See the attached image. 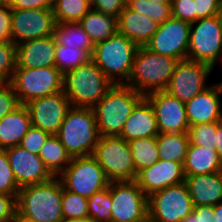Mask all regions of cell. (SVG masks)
Returning <instances> with one entry per match:
<instances>
[{
	"label": "cell",
	"instance_id": "cell-1",
	"mask_svg": "<svg viewBox=\"0 0 222 222\" xmlns=\"http://www.w3.org/2000/svg\"><path fill=\"white\" fill-rule=\"evenodd\" d=\"M61 200L62 183L58 176L21 187L16 198V222H61Z\"/></svg>",
	"mask_w": 222,
	"mask_h": 222
},
{
	"label": "cell",
	"instance_id": "cell-2",
	"mask_svg": "<svg viewBox=\"0 0 222 222\" xmlns=\"http://www.w3.org/2000/svg\"><path fill=\"white\" fill-rule=\"evenodd\" d=\"M113 86L90 59L87 63L62 73V91L72 107L93 108Z\"/></svg>",
	"mask_w": 222,
	"mask_h": 222
},
{
	"label": "cell",
	"instance_id": "cell-3",
	"mask_svg": "<svg viewBox=\"0 0 222 222\" xmlns=\"http://www.w3.org/2000/svg\"><path fill=\"white\" fill-rule=\"evenodd\" d=\"M145 96L128 85H113L92 108L100 136H119L135 106Z\"/></svg>",
	"mask_w": 222,
	"mask_h": 222
},
{
	"label": "cell",
	"instance_id": "cell-4",
	"mask_svg": "<svg viewBox=\"0 0 222 222\" xmlns=\"http://www.w3.org/2000/svg\"><path fill=\"white\" fill-rule=\"evenodd\" d=\"M138 46L117 32L95 44L91 60L113 85H128Z\"/></svg>",
	"mask_w": 222,
	"mask_h": 222
},
{
	"label": "cell",
	"instance_id": "cell-5",
	"mask_svg": "<svg viewBox=\"0 0 222 222\" xmlns=\"http://www.w3.org/2000/svg\"><path fill=\"white\" fill-rule=\"evenodd\" d=\"M179 61L150 51L145 46L138 47L134 56L129 84L142 95L166 90Z\"/></svg>",
	"mask_w": 222,
	"mask_h": 222
},
{
	"label": "cell",
	"instance_id": "cell-6",
	"mask_svg": "<svg viewBox=\"0 0 222 222\" xmlns=\"http://www.w3.org/2000/svg\"><path fill=\"white\" fill-rule=\"evenodd\" d=\"M56 136L71 157L91 156L100 138L93 109L71 106Z\"/></svg>",
	"mask_w": 222,
	"mask_h": 222
},
{
	"label": "cell",
	"instance_id": "cell-7",
	"mask_svg": "<svg viewBox=\"0 0 222 222\" xmlns=\"http://www.w3.org/2000/svg\"><path fill=\"white\" fill-rule=\"evenodd\" d=\"M187 60L222 68V15L191 23Z\"/></svg>",
	"mask_w": 222,
	"mask_h": 222
},
{
	"label": "cell",
	"instance_id": "cell-8",
	"mask_svg": "<svg viewBox=\"0 0 222 222\" xmlns=\"http://www.w3.org/2000/svg\"><path fill=\"white\" fill-rule=\"evenodd\" d=\"M20 105L62 91V72L56 67L16 68L10 80Z\"/></svg>",
	"mask_w": 222,
	"mask_h": 222
},
{
	"label": "cell",
	"instance_id": "cell-9",
	"mask_svg": "<svg viewBox=\"0 0 222 222\" xmlns=\"http://www.w3.org/2000/svg\"><path fill=\"white\" fill-rule=\"evenodd\" d=\"M92 156L103 168L110 182L135 180L133 156L125 139L100 136Z\"/></svg>",
	"mask_w": 222,
	"mask_h": 222
},
{
	"label": "cell",
	"instance_id": "cell-10",
	"mask_svg": "<svg viewBox=\"0 0 222 222\" xmlns=\"http://www.w3.org/2000/svg\"><path fill=\"white\" fill-rule=\"evenodd\" d=\"M58 177L64 189L87 199L107 188L110 183L103 168L92 155L72 157Z\"/></svg>",
	"mask_w": 222,
	"mask_h": 222
},
{
	"label": "cell",
	"instance_id": "cell-11",
	"mask_svg": "<svg viewBox=\"0 0 222 222\" xmlns=\"http://www.w3.org/2000/svg\"><path fill=\"white\" fill-rule=\"evenodd\" d=\"M112 197L111 222H145L148 218V196L134 181L109 183Z\"/></svg>",
	"mask_w": 222,
	"mask_h": 222
},
{
	"label": "cell",
	"instance_id": "cell-12",
	"mask_svg": "<svg viewBox=\"0 0 222 222\" xmlns=\"http://www.w3.org/2000/svg\"><path fill=\"white\" fill-rule=\"evenodd\" d=\"M193 208L185 182L158 190L148 196V217L156 222H181Z\"/></svg>",
	"mask_w": 222,
	"mask_h": 222
},
{
	"label": "cell",
	"instance_id": "cell-13",
	"mask_svg": "<svg viewBox=\"0 0 222 222\" xmlns=\"http://www.w3.org/2000/svg\"><path fill=\"white\" fill-rule=\"evenodd\" d=\"M214 72L211 66L203 62L179 61L165 91L186 103L213 83L210 79Z\"/></svg>",
	"mask_w": 222,
	"mask_h": 222
},
{
	"label": "cell",
	"instance_id": "cell-14",
	"mask_svg": "<svg viewBox=\"0 0 222 222\" xmlns=\"http://www.w3.org/2000/svg\"><path fill=\"white\" fill-rule=\"evenodd\" d=\"M191 23L170 17L145 45L150 51L178 61L187 60Z\"/></svg>",
	"mask_w": 222,
	"mask_h": 222
},
{
	"label": "cell",
	"instance_id": "cell-15",
	"mask_svg": "<svg viewBox=\"0 0 222 222\" xmlns=\"http://www.w3.org/2000/svg\"><path fill=\"white\" fill-rule=\"evenodd\" d=\"M12 43L45 38L53 35L55 18L53 10L48 9H12Z\"/></svg>",
	"mask_w": 222,
	"mask_h": 222
},
{
	"label": "cell",
	"instance_id": "cell-16",
	"mask_svg": "<svg viewBox=\"0 0 222 222\" xmlns=\"http://www.w3.org/2000/svg\"><path fill=\"white\" fill-rule=\"evenodd\" d=\"M31 124L51 135H56L71 107L66 94L61 91L52 95L33 99L27 104Z\"/></svg>",
	"mask_w": 222,
	"mask_h": 222
},
{
	"label": "cell",
	"instance_id": "cell-17",
	"mask_svg": "<svg viewBox=\"0 0 222 222\" xmlns=\"http://www.w3.org/2000/svg\"><path fill=\"white\" fill-rule=\"evenodd\" d=\"M145 98L151 104L157 120L159 133H187L189 124L186 106L167 91H154Z\"/></svg>",
	"mask_w": 222,
	"mask_h": 222
},
{
	"label": "cell",
	"instance_id": "cell-18",
	"mask_svg": "<svg viewBox=\"0 0 222 222\" xmlns=\"http://www.w3.org/2000/svg\"><path fill=\"white\" fill-rule=\"evenodd\" d=\"M5 150L13 175L20 188L43 183L54 177L38 154H33L20 145Z\"/></svg>",
	"mask_w": 222,
	"mask_h": 222
},
{
	"label": "cell",
	"instance_id": "cell-19",
	"mask_svg": "<svg viewBox=\"0 0 222 222\" xmlns=\"http://www.w3.org/2000/svg\"><path fill=\"white\" fill-rule=\"evenodd\" d=\"M135 181L146 196L185 182L183 164L159 159L149 168L141 170Z\"/></svg>",
	"mask_w": 222,
	"mask_h": 222
},
{
	"label": "cell",
	"instance_id": "cell-20",
	"mask_svg": "<svg viewBox=\"0 0 222 222\" xmlns=\"http://www.w3.org/2000/svg\"><path fill=\"white\" fill-rule=\"evenodd\" d=\"M189 126L222 120V91L215 81L185 103Z\"/></svg>",
	"mask_w": 222,
	"mask_h": 222
},
{
	"label": "cell",
	"instance_id": "cell-21",
	"mask_svg": "<svg viewBox=\"0 0 222 222\" xmlns=\"http://www.w3.org/2000/svg\"><path fill=\"white\" fill-rule=\"evenodd\" d=\"M56 44L55 37L50 35L16 45V68L55 67Z\"/></svg>",
	"mask_w": 222,
	"mask_h": 222
},
{
	"label": "cell",
	"instance_id": "cell-22",
	"mask_svg": "<svg viewBox=\"0 0 222 222\" xmlns=\"http://www.w3.org/2000/svg\"><path fill=\"white\" fill-rule=\"evenodd\" d=\"M158 134L154 110L144 97L133 109L118 137L129 142L140 138L156 137Z\"/></svg>",
	"mask_w": 222,
	"mask_h": 222
},
{
	"label": "cell",
	"instance_id": "cell-23",
	"mask_svg": "<svg viewBox=\"0 0 222 222\" xmlns=\"http://www.w3.org/2000/svg\"><path fill=\"white\" fill-rule=\"evenodd\" d=\"M118 32L131 39L138 47L145 46L158 30L159 24L150 17L126 6L117 18Z\"/></svg>",
	"mask_w": 222,
	"mask_h": 222
},
{
	"label": "cell",
	"instance_id": "cell-24",
	"mask_svg": "<svg viewBox=\"0 0 222 222\" xmlns=\"http://www.w3.org/2000/svg\"><path fill=\"white\" fill-rule=\"evenodd\" d=\"M193 206H215L222 201V178L219 172L185 176Z\"/></svg>",
	"mask_w": 222,
	"mask_h": 222
},
{
	"label": "cell",
	"instance_id": "cell-25",
	"mask_svg": "<svg viewBox=\"0 0 222 222\" xmlns=\"http://www.w3.org/2000/svg\"><path fill=\"white\" fill-rule=\"evenodd\" d=\"M32 126L29 111L20 105L0 120V149L17 146Z\"/></svg>",
	"mask_w": 222,
	"mask_h": 222
},
{
	"label": "cell",
	"instance_id": "cell-26",
	"mask_svg": "<svg viewBox=\"0 0 222 222\" xmlns=\"http://www.w3.org/2000/svg\"><path fill=\"white\" fill-rule=\"evenodd\" d=\"M183 168L185 176L213 174L220 171L222 163L214 147L189 144Z\"/></svg>",
	"mask_w": 222,
	"mask_h": 222
},
{
	"label": "cell",
	"instance_id": "cell-27",
	"mask_svg": "<svg viewBox=\"0 0 222 222\" xmlns=\"http://www.w3.org/2000/svg\"><path fill=\"white\" fill-rule=\"evenodd\" d=\"M93 44L105 41L118 32L117 18L91 9L79 22Z\"/></svg>",
	"mask_w": 222,
	"mask_h": 222
},
{
	"label": "cell",
	"instance_id": "cell-28",
	"mask_svg": "<svg viewBox=\"0 0 222 222\" xmlns=\"http://www.w3.org/2000/svg\"><path fill=\"white\" fill-rule=\"evenodd\" d=\"M53 36L58 44L70 48L83 49L90 56L93 54L95 45L79 23H56Z\"/></svg>",
	"mask_w": 222,
	"mask_h": 222
},
{
	"label": "cell",
	"instance_id": "cell-29",
	"mask_svg": "<svg viewBox=\"0 0 222 222\" xmlns=\"http://www.w3.org/2000/svg\"><path fill=\"white\" fill-rule=\"evenodd\" d=\"M156 142L159 159L184 163L190 144L187 133H159Z\"/></svg>",
	"mask_w": 222,
	"mask_h": 222
},
{
	"label": "cell",
	"instance_id": "cell-30",
	"mask_svg": "<svg viewBox=\"0 0 222 222\" xmlns=\"http://www.w3.org/2000/svg\"><path fill=\"white\" fill-rule=\"evenodd\" d=\"M38 155L54 176H58L72 159L56 135H51L47 139Z\"/></svg>",
	"mask_w": 222,
	"mask_h": 222
},
{
	"label": "cell",
	"instance_id": "cell-31",
	"mask_svg": "<svg viewBox=\"0 0 222 222\" xmlns=\"http://www.w3.org/2000/svg\"><path fill=\"white\" fill-rule=\"evenodd\" d=\"M135 165V179L137 174L149 168L159 160L156 137H147L128 142Z\"/></svg>",
	"mask_w": 222,
	"mask_h": 222
},
{
	"label": "cell",
	"instance_id": "cell-32",
	"mask_svg": "<svg viewBox=\"0 0 222 222\" xmlns=\"http://www.w3.org/2000/svg\"><path fill=\"white\" fill-rule=\"evenodd\" d=\"M53 14L56 23H78L90 10L87 0H54Z\"/></svg>",
	"mask_w": 222,
	"mask_h": 222
},
{
	"label": "cell",
	"instance_id": "cell-33",
	"mask_svg": "<svg viewBox=\"0 0 222 222\" xmlns=\"http://www.w3.org/2000/svg\"><path fill=\"white\" fill-rule=\"evenodd\" d=\"M91 56L83 49L56 44L55 67L62 73L87 63Z\"/></svg>",
	"mask_w": 222,
	"mask_h": 222
},
{
	"label": "cell",
	"instance_id": "cell-34",
	"mask_svg": "<svg viewBox=\"0 0 222 222\" xmlns=\"http://www.w3.org/2000/svg\"><path fill=\"white\" fill-rule=\"evenodd\" d=\"M111 204L112 197L108 185L107 188L96 192L88 198L89 218L93 222H111Z\"/></svg>",
	"mask_w": 222,
	"mask_h": 222
},
{
	"label": "cell",
	"instance_id": "cell-35",
	"mask_svg": "<svg viewBox=\"0 0 222 222\" xmlns=\"http://www.w3.org/2000/svg\"><path fill=\"white\" fill-rule=\"evenodd\" d=\"M127 6L138 13L163 24L171 17V4H161L150 0H127Z\"/></svg>",
	"mask_w": 222,
	"mask_h": 222
},
{
	"label": "cell",
	"instance_id": "cell-36",
	"mask_svg": "<svg viewBox=\"0 0 222 222\" xmlns=\"http://www.w3.org/2000/svg\"><path fill=\"white\" fill-rule=\"evenodd\" d=\"M87 202V198L64 189L62 185L61 206L63 218L89 217Z\"/></svg>",
	"mask_w": 222,
	"mask_h": 222
},
{
	"label": "cell",
	"instance_id": "cell-37",
	"mask_svg": "<svg viewBox=\"0 0 222 222\" xmlns=\"http://www.w3.org/2000/svg\"><path fill=\"white\" fill-rule=\"evenodd\" d=\"M219 121L189 126V143L199 146L214 147L216 149V132Z\"/></svg>",
	"mask_w": 222,
	"mask_h": 222
},
{
	"label": "cell",
	"instance_id": "cell-38",
	"mask_svg": "<svg viewBox=\"0 0 222 222\" xmlns=\"http://www.w3.org/2000/svg\"><path fill=\"white\" fill-rule=\"evenodd\" d=\"M16 67V45L12 42L0 41V82H10Z\"/></svg>",
	"mask_w": 222,
	"mask_h": 222
},
{
	"label": "cell",
	"instance_id": "cell-39",
	"mask_svg": "<svg viewBox=\"0 0 222 222\" xmlns=\"http://www.w3.org/2000/svg\"><path fill=\"white\" fill-rule=\"evenodd\" d=\"M18 186L9 164L6 150L0 149V194L13 195L17 198Z\"/></svg>",
	"mask_w": 222,
	"mask_h": 222
},
{
	"label": "cell",
	"instance_id": "cell-40",
	"mask_svg": "<svg viewBox=\"0 0 222 222\" xmlns=\"http://www.w3.org/2000/svg\"><path fill=\"white\" fill-rule=\"evenodd\" d=\"M50 136V133L31 126L19 145L33 154H39L41 147Z\"/></svg>",
	"mask_w": 222,
	"mask_h": 222
},
{
	"label": "cell",
	"instance_id": "cell-41",
	"mask_svg": "<svg viewBox=\"0 0 222 222\" xmlns=\"http://www.w3.org/2000/svg\"><path fill=\"white\" fill-rule=\"evenodd\" d=\"M20 106L10 82H0V120Z\"/></svg>",
	"mask_w": 222,
	"mask_h": 222
},
{
	"label": "cell",
	"instance_id": "cell-42",
	"mask_svg": "<svg viewBox=\"0 0 222 222\" xmlns=\"http://www.w3.org/2000/svg\"><path fill=\"white\" fill-rule=\"evenodd\" d=\"M171 17L193 23L196 21V7L194 0H173Z\"/></svg>",
	"mask_w": 222,
	"mask_h": 222
},
{
	"label": "cell",
	"instance_id": "cell-43",
	"mask_svg": "<svg viewBox=\"0 0 222 222\" xmlns=\"http://www.w3.org/2000/svg\"><path fill=\"white\" fill-rule=\"evenodd\" d=\"M126 6L127 0H93L91 3V9L116 18Z\"/></svg>",
	"mask_w": 222,
	"mask_h": 222
},
{
	"label": "cell",
	"instance_id": "cell-44",
	"mask_svg": "<svg viewBox=\"0 0 222 222\" xmlns=\"http://www.w3.org/2000/svg\"><path fill=\"white\" fill-rule=\"evenodd\" d=\"M196 21L203 18L222 15V0H194Z\"/></svg>",
	"mask_w": 222,
	"mask_h": 222
},
{
	"label": "cell",
	"instance_id": "cell-45",
	"mask_svg": "<svg viewBox=\"0 0 222 222\" xmlns=\"http://www.w3.org/2000/svg\"><path fill=\"white\" fill-rule=\"evenodd\" d=\"M12 9L9 4L0 6V41L12 42L11 24Z\"/></svg>",
	"mask_w": 222,
	"mask_h": 222
},
{
	"label": "cell",
	"instance_id": "cell-46",
	"mask_svg": "<svg viewBox=\"0 0 222 222\" xmlns=\"http://www.w3.org/2000/svg\"><path fill=\"white\" fill-rule=\"evenodd\" d=\"M9 6L11 9H48L52 10L54 0H10Z\"/></svg>",
	"mask_w": 222,
	"mask_h": 222
},
{
	"label": "cell",
	"instance_id": "cell-47",
	"mask_svg": "<svg viewBox=\"0 0 222 222\" xmlns=\"http://www.w3.org/2000/svg\"><path fill=\"white\" fill-rule=\"evenodd\" d=\"M17 219L16 197L0 194V220Z\"/></svg>",
	"mask_w": 222,
	"mask_h": 222
},
{
	"label": "cell",
	"instance_id": "cell-48",
	"mask_svg": "<svg viewBox=\"0 0 222 222\" xmlns=\"http://www.w3.org/2000/svg\"><path fill=\"white\" fill-rule=\"evenodd\" d=\"M193 212L198 218V222H214V206H197L193 208Z\"/></svg>",
	"mask_w": 222,
	"mask_h": 222
},
{
	"label": "cell",
	"instance_id": "cell-49",
	"mask_svg": "<svg viewBox=\"0 0 222 222\" xmlns=\"http://www.w3.org/2000/svg\"><path fill=\"white\" fill-rule=\"evenodd\" d=\"M216 151L219 155L220 161L222 163V120L219 121L217 125V132H216Z\"/></svg>",
	"mask_w": 222,
	"mask_h": 222
},
{
	"label": "cell",
	"instance_id": "cell-50",
	"mask_svg": "<svg viewBox=\"0 0 222 222\" xmlns=\"http://www.w3.org/2000/svg\"><path fill=\"white\" fill-rule=\"evenodd\" d=\"M214 222H222V201L214 206Z\"/></svg>",
	"mask_w": 222,
	"mask_h": 222
},
{
	"label": "cell",
	"instance_id": "cell-51",
	"mask_svg": "<svg viewBox=\"0 0 222 222\" xmlns=\"http://www.w3.org/2000/svg\"><path fill=\"white\" fill-rule=\"evenodd\" d=\"M61 222H93L89 217L85 218H64Z\"/></svg>",
	"mask_w": 222,
	"mask_h": 222
},
{
	"label": "cell",
	"instance_id": "cell-52",
	"mask_svg": "<svg viewBox=\"0 0 222 222\" xmlns=\"http://www.w3.org/2000/svg\"><path fill=\"white\" fill-rule=\"evenodd\" d=\"M181 222H198V218L192 211L188 216H186Z\"/></svg>",
	"mask_w": 222,
	"mask_h": 222
},
{
	"label": "cell",
	"instance_id": "cell-53",
	"mask_svg": "<svg viewBox=\"0 0 222 222\" xmlns=\"http://www.w3.org/2000/svg\"><path fill=\"white\" fill-rule=\"evenodd\" d=\"M156 3H161V4H172L173 0H150Z\"/></svg>",
	"mask_w": 222,
	"mask_h": 222
},
{
	"label": "cell",
	"instance_id": "cell-54",
	"mask_svg": "<svg viewBox=\"0 0 222 222\" xmlns=\"http://www.w3.org/2000/svg\"><path fill=\"white\" fill-rule=\"evenodd\" d=\"M17 219H5V220H0V222H16Z\"/></svg>",
	"mask_w": 222,
	"mask_h": 222
},
{
	"label": "cell",
	"instance_id": "cell-55",
	"mask_svg": "<svg viewBox=\"0 0 222 222\" xmlns=\"http://www.w3.org/2000/svg\"><path fill=\"white\" fill-rule=\"evenodd\" d=\"M10 0H0V6L5 5V4H9Z\"/></svg>",
	"mask_w": 222,
	"mask_h": 222
},
{
	"label": "cell",
	"instance_id": "cell-56",
	"mask_svg": "<svg viewBox=\"0 0 222 222\" xmlns=\"http://www.w3.org/2000/svg\"><path fill=\"white\" fill-rule=\"evenodd\" d=\"M220 69H222V68H220ZM216 82L219 84L220 89H221V91H222V80H217Z\"/></svg>",
	"mask_w": 222,
	"mask_h": 222
},
{
	"label": "cell",
	"instance_id": "cell-57",
	"mask_svg": "<svg viewBox=\"0 0 222 222\" xmlns=\"http://www.w3.org/2000/svg\"><path fill=\"white\" fill-rule=\"evenodd\" d=\"M145 222H156V221H154V220H152L151 218L148 217Z\"/></svg>",
	"mask_w": 222,
	"mask_h": 222
},
{
	"label": "cell",
	"instance_id": "cell-58",
	"mask_svg": "<svg viewBox=\"0 0 222 222\" xmlns=\"http://www.w3.org/2000/svg\"><path fill=\"white\" fill-rule=\"evenodd\" d=\"M219 173H220V176L222 178V168L220 169Z\"/></svg>",
	"mask_w": 222,
	"mask_h": 222
}]
</instances>
